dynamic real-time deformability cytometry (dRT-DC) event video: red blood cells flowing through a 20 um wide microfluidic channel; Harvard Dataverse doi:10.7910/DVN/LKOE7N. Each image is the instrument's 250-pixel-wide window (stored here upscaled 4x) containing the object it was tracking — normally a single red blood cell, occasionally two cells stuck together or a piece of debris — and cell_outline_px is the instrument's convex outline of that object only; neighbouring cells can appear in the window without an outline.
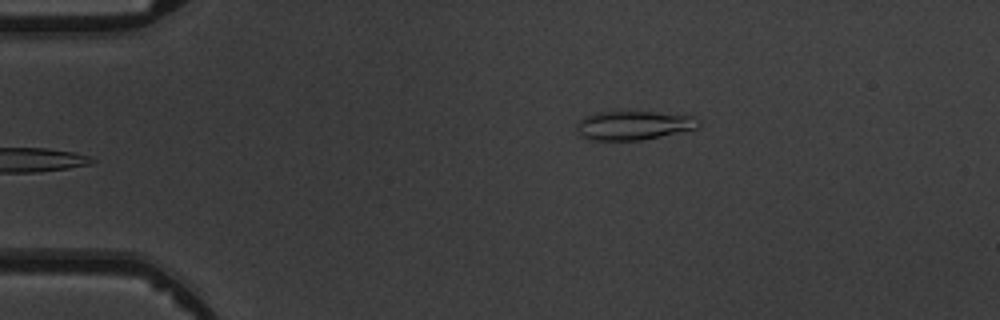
{"species": "common noctule bat (a hibernating species)", "species_latin": "Nyctalus noctula", "temperature_condition": "warm", "stored_images_in_passage": 5, "camera_frame_rate_fps": 3000, "um_per_image_px": 0.085, "animal": {"sex": "male", "body_mass_g": 19.5, "forearm_length_mm": 54.6}, "frame": {"image": 1, "passage_image": 5, "time_ms": 4.667, "image_size_px": [1000, 320], "cell_outline_px": [[700, 124], [696, 128], [660, 136], [640, 140], [592, 140], [580, 136], [576, 124], [584, 116], [596, 112], [616, 108], [692, 116], [700, 120]], "centroid_in_image_um": [53.78, 10.6], "position_along_channel_um": 31.2, "area_um2": 21.15}}